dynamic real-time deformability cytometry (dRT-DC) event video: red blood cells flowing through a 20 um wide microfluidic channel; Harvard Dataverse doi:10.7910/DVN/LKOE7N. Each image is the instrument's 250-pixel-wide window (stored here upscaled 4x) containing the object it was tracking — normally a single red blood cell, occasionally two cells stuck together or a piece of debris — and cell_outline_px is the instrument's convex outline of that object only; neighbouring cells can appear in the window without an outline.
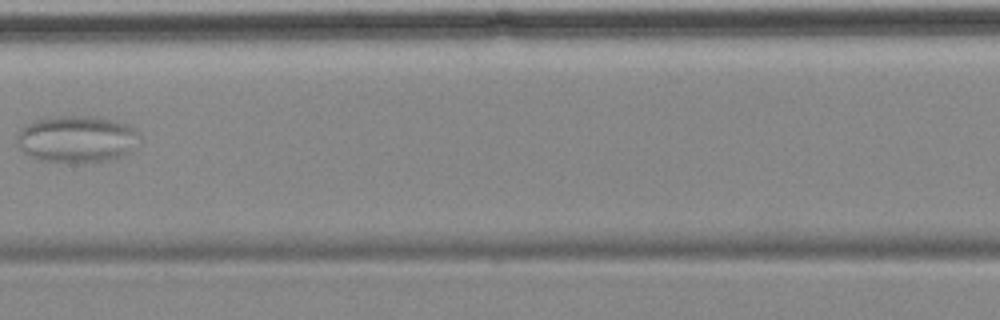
{"species": "common noctule bat (a hibernating species)", "species_latin": "Nyctalus noctula", "temperature_condition": "cold", "stored_images_in_passage": 13, "camera_frame_rate_fps": 3000, "um_per_image_px": 0.085, "animal": {"sex": "female", "body_mass_g": 18.4}, "frame": {"image": 1, "passage_image": 6, "time_ms": 6.667, "image_size_px": [1000, 320], "cell_outline_px": [[140, 136], [128, 152], [112, 160], [76, 164], [44, 160], [32, 156], [24, 152], [20, 148], [16, 140], [16, 136], [20, 128], [24, 124], [36, 120], [56, 116], [96, 116], [116, 120], [128, 124], [136, 128], [140, 132]], "centroid_in_image_um": [6.53, 11.81], "position_along_channel_um": 200.9, "area_um2": 33.93}}